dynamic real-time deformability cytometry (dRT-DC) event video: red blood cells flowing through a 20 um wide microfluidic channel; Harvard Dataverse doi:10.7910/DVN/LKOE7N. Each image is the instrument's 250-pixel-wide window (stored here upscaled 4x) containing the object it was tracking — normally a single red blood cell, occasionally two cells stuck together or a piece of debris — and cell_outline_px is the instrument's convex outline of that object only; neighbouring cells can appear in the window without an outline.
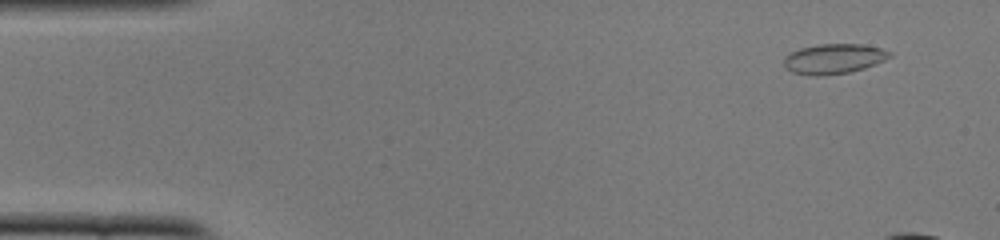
{"species": "common noctule bat (a hibernating species)", "species_latin": "Nyctalus noctula", "temperature_condition": "cold", "stored_images_in_passage": 13, "camera_frame_rate_fps": 3000, "um_per_image_px": 0.085, "animal": {"sex": "female", "body_mass_g": 22.0, "forearm_length_mm": 56.7}, "frame": {"image": 1, "passage_image": 4, "time_ms": 1.0, "image_size_px": [1000, 240], "cell_outline_px": [[892, 56], [876, 64], [864, 68], [848, 72], [820, 76], [816, 76], [792, 72], [784, 64], [784, 56], [800, 48], [820, 44], [860, 44], [880, 48], [892, 52]], "centroid_in_image_um": [70.89, 4.99], "position_along_channel_um": 14.1, "area_um2": 18.32}}